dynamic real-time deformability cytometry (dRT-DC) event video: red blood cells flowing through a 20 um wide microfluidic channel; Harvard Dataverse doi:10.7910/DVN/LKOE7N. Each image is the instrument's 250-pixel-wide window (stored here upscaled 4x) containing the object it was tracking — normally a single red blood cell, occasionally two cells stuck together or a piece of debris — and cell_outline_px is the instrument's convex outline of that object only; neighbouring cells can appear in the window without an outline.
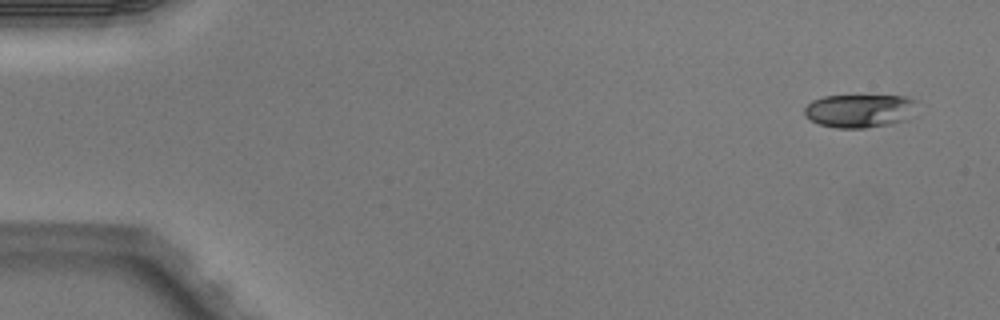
{"species": "Egyptian fruit bat (a non-hibernating species)", "species_latin": "Rousettus aegyptiacus", "temperature_condition": "warm", "stored_images_in_passage": 5, "camera_frame_rate_fps": 3000, "um_per_image_px": 0.085, "animal": {"sex": "male"}, "frame": {"image": 1, "passage_image": 1, "time_ms": 0.0, "image_size_px": [1000, 320], "cell_outline_px": [[916, 100], [904, 120], [892, 124], [864, 128], [836, 128], [820, 124], [804, 116], [804, 108], [812, 100], [824, 96], [904, 96]], "centroid_in_image_um": [72.97, 9.42], "position_along_channel_um": 12.0, "area_um2": 21.44}}
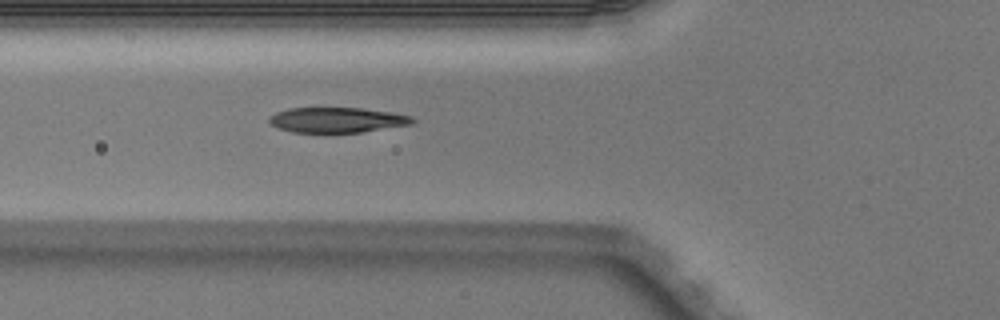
{"frame": {"image": 2, "passage_image": 5, "time_ms": 1.333, "image_size_px": [1000, 320], "cell_outline_px": [[416, 120], [412, 124], [364, 132], [324, 136], [292, 132], [280, 128], [272, 124], [268, 120], [268, 116], [276, 112], [288, 108], [364, 108], [392, 112], [412, 116]], "centroid_in_image_um": [28.64, 10.24], "position_along_channel_um": 97.2, "area_um2": 22.14}}